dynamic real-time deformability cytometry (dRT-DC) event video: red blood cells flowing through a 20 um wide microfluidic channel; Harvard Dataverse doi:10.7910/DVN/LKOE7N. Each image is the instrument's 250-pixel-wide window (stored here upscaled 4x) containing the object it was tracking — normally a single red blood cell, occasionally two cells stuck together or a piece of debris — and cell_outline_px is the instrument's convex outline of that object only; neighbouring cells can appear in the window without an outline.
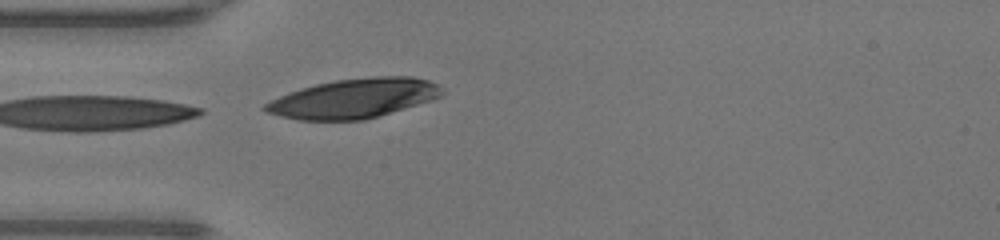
{"species": "human", "species_latin": "Homo sapiens", "temperature_condition": "warm", "stored_images_in_passage": 13, "camera_frame_rate_fps": 3000, "um_per_image_px": 0.085, "donor": {"sex": "male"}, "frame": {"image": 1, "passage_image": 13, "time_ms": 4.0, "image_size_px": [1000, 240], "cell_outline_px": [[444, 92], [440, 96], [432, 100], [364, 120], [300, 120], [280, 116], [264, 112], [260, 108], [264, 104], [288, 92], [300, 88], [316, 84], [336, 80], [372, 76], [412, 76], [428, 80], [436, 84]], "centroid_in_image_um": [30.04, 8.36], "position_along_channel_um": 55.0, "area_um2": 40.58}}